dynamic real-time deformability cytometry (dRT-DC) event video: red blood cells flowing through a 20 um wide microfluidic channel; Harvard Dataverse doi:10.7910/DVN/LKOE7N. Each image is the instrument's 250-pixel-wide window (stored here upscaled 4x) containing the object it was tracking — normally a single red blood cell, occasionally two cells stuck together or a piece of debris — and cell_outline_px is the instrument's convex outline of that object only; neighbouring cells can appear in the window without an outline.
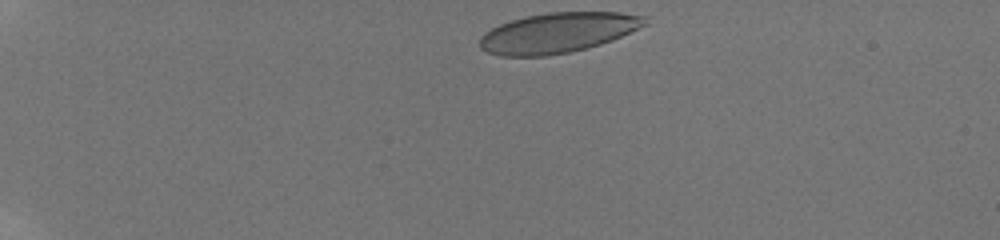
{"species": "human", "species_latin": "Homo sapiens", "temperature_condition": "room temperature", "stored_images_in_passage": 39, "camera_frame_rate_fps": 3000, "um_per_image_px": 0.085, "donor": {"sex": "male"}, "frame": {"image": 1, "passage_image": 1, "time_ms": 0.0, "image_size_px": [1000, 240], "cell_outline_px": [[648, 24], [612, 40], [600, 44], [568, 52], [544, 56], [500, 56], [488, 52], [480, 48], [480, 36], [484, 32], [500, 24], [512, 20], [528, 16], [548, 12], [620, 12], [648, 16]], "centroid_in_image_um": [47.43, 2.77], "position_along_channel_um": 37.6, "area_um2": 38.49}}
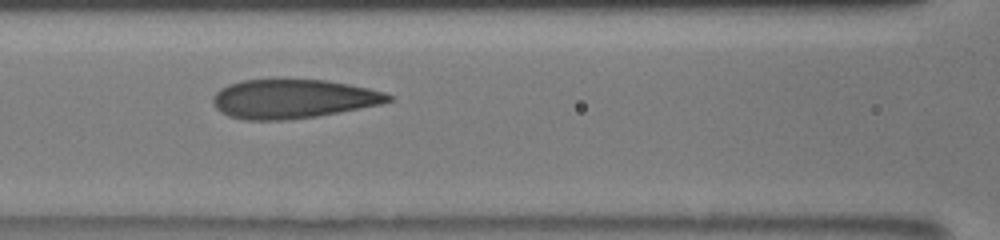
{"frame": {"image": 2, "passage_image": 16, "time_ms": 5.0, "image_size_px": [1000, 240], "cell_outline_px": [[392, 100], [380, 104], [316, 116], [284, 120], [244, 120], [228, 116], [220, 112], [212, 104], [212, 96], [220, 88], [228, 84], [244, 80], [328, 80], [388, 92], [392, 96]], "centroid_in_image_um": [24.87, 8.4], "position_along_channel_um": 141.7, "area_um2": 39.82}}
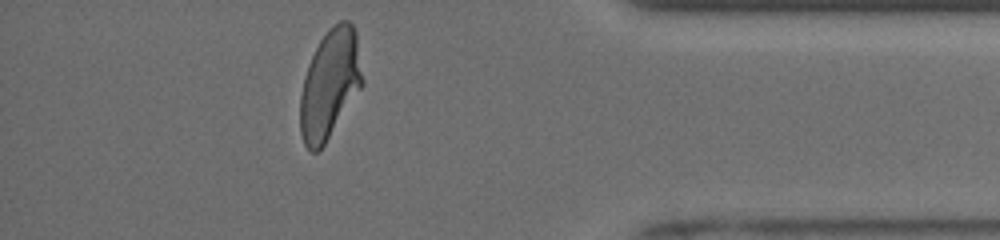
{"frame": {"image": 3, "passage_image": 38, "time_ms": 12.333, "image_size_px": [1000, 240], "cell_outline_px": [[364, 84], [324, 144], [316, 152], [312, 152], [304, 144], [300, 132], [300, 96], [304, 76], [308, 64], [320, 40], [328, 28], [340, 20], [348, 20], [352, 24], [356, 32], [364, 80]], "centroid_in_image_um": [28.05, 7.13], "position_along_channel_um": 407.2, "area_um2": 39.54}, "authors_computed_cell_mechanics": {"area_um2": 40.2288, "velocity_mm_per_s": 3.9205, "shape_relaxation_time_tau1_ms": 5.0927, "shape_relaxation_time_tau2_ms": 0.7853, "deformation_change_tau1": 0.1992, "deformation_change_tau2": 0.0833}}